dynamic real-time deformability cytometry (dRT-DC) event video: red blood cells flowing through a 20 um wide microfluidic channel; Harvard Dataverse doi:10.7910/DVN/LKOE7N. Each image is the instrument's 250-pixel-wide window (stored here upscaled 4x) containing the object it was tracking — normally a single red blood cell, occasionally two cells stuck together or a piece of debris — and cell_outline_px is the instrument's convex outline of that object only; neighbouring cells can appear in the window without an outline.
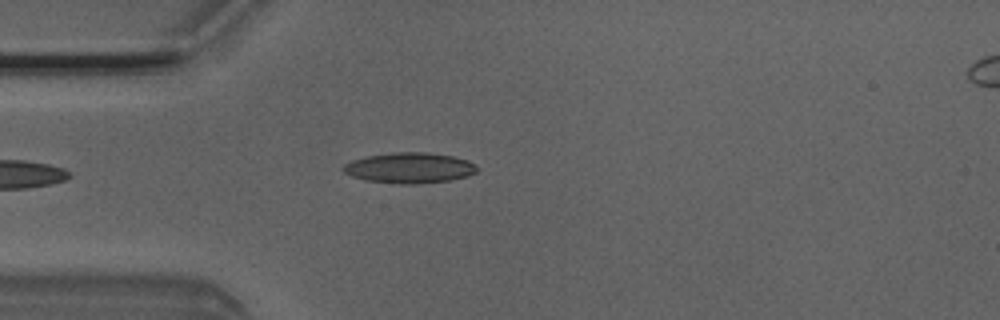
{"species": "Egyptian fruit bat (a non-hibernating species)", "species_latin": "Rousettus aegyptiacus", "temperature_condition": "room temperature", "stored_images_in_passage": 2, "camera_frame_rate_fps": 3000, "um_per_image_px": 0.085, "animal": {"sex": "male"}, "frame": {"image": 1, "passage_image": 2, "time_ms": 0.333, "image_size_px": [1000, 320], "cell_outline_px": [[480, 168], [476, 172], [468, 176], [448, 180], [412, 184], [400, 184], [364, 180], [352, 176], [344, 172], [340, 168], [344, 164], [352, 160], [368, 156], [392, 152], [424, 152], [452, 156], [468, 160]], "centroid_in_image_um": [34.79, 14.27], "position_along_channel_um": 50.2, "area_um2": 23.81}}